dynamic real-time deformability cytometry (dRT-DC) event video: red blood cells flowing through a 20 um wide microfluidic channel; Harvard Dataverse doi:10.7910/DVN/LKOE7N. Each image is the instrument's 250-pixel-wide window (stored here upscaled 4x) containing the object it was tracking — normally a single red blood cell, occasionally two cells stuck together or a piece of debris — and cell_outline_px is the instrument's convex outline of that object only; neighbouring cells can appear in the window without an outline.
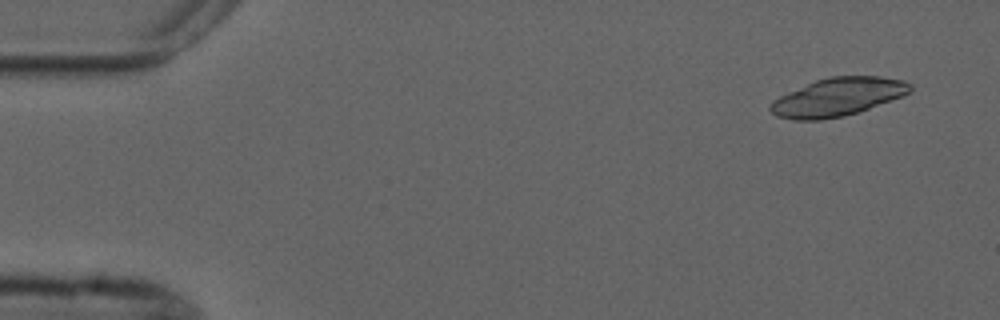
{"species": "common noctule bat (a hibernating species)", "species_latin": "Nyctalus noctula", "temperature_condition": "cold", "stored_images_in_passage": 2, "camera_frame_rate_fps": 3000, "um_per_image_px": 0.085, "animal": {"sex": "male", "forearm_length_mm": 52.5}, "frame": {"image": 1, "passage_image": 2, "time_ms": 1.333, "image_size_px": [1000, 320], "cell_outline_px": [[912, 88], [904, 96], [844, 116], [820, 120], [792, 120], [776, 116], [768, 108], [772, 100], [788, 92], [816, 80], [828, 76], [880, 76], [904, 80], [912, 84]], "centroid_in_image_um": [71.2, 8.24], "position_along_channel_um": 13.8, "area_um2": 31.04}}